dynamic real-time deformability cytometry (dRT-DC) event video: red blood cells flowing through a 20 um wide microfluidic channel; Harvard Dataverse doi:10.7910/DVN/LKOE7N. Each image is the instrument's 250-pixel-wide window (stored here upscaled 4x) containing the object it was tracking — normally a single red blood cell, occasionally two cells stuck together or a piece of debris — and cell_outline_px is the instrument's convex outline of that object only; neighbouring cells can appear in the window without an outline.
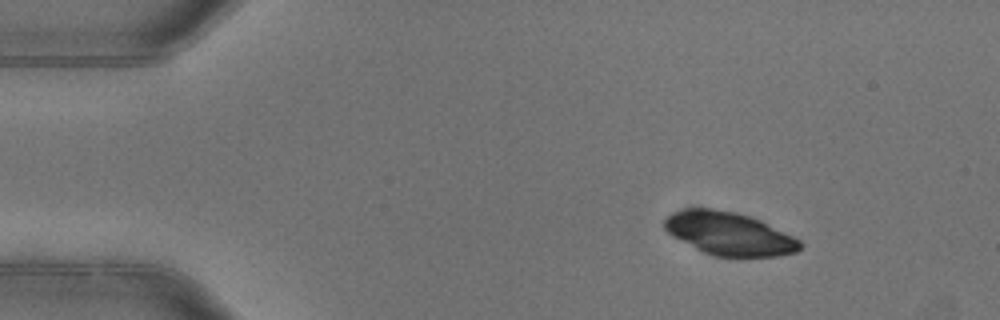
{"species": "common noctule bat (a hibernating species)", "species_latin": "Nyctalus noctula", "temperature_condition": "warm", "stored_images_in_passage": 3, "camera_frame_rate_fps": 3000, "um_per_image_px": 0.085, "animal": {"sex": "female"}, "frame": {"image": 1, "passage_image": 1, "time_ms": 0.0, "image_size_px": [1000, 320], "cell_outline_px": [[804, 244], [796, 252], [776, 256], [712, 256], [700, 252], [668, 232], [660, 224], [672, 212], [688, 208], [712, 208], [736, 212], [752, 216], [800, 240]], "centroid_in_image_um": [61.95, 19.85], "position_along_channel_um": 23.1, "area_um2": 34.1}}